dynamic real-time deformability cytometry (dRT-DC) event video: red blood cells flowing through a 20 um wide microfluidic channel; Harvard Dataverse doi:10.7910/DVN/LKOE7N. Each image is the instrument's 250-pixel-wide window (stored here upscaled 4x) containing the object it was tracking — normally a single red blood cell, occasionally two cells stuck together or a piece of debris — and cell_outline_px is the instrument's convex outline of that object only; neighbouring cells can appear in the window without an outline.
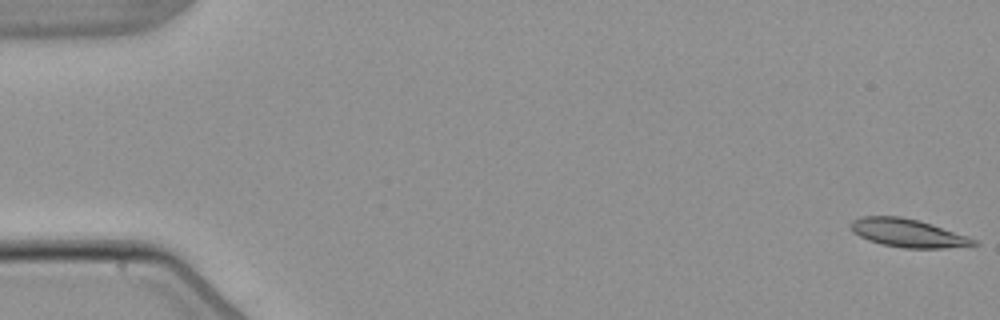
{"species": "common noctule bat (a hibernating species)", "species_latin": "Nyctalus noctula", "temperature_condition": "warm", "stored_images_in_passage": 6, "camera_frame_rate_fps": 3000, "um_per_image_px": 0.085, "animal": {"sex": "male", "body_mass_g": 21.5, "forearm_length_mm": 52.0}, "frame": {"image": 1, "passage_image": 1, "time_ms": 0.0, "image_size_px": [1000, 320], "cell_outline_px": [[980, 244], [944, 248], [904, 248], [880, 244], [868, 240], [852, 232], [848, 224], [852, 220], [860, 216], [900, 216], [920, 220], [968, 236], [976, 240]], "centroid_in_image_um": [77.13, 19.8], "position_along_channel_um": 7.9, "area_um2": 20.4}}